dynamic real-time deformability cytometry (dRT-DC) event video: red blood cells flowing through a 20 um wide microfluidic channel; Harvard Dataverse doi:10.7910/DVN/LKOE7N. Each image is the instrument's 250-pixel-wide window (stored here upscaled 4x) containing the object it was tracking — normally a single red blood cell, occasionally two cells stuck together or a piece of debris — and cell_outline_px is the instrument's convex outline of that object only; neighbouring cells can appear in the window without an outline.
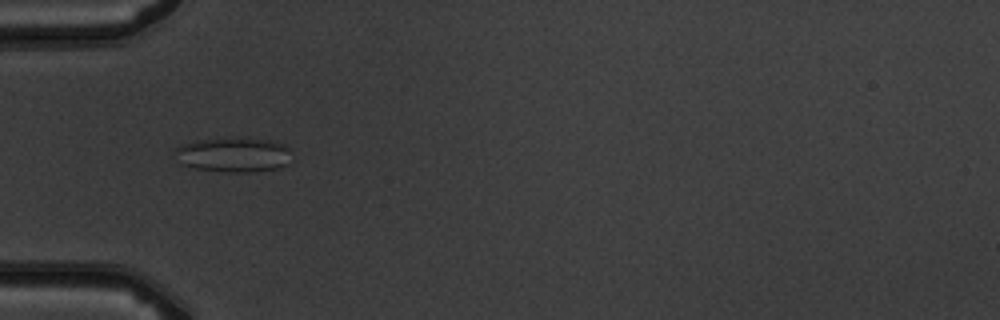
{"species": "common noctule bat (a hibernating species)", "species_latin": "Nyctalus noctula", "temperature_condition": "warm", "stored_images_in_passage": 6, "camera_frame_rate_fps": 3000, "um_per_image_px": 0.085, "animal": {"sex": "male", "body_mass_g": 19.5, "forearm_length_mm": 54.6}, "frame": {"image": 1, "passage_image": 4, "time_ms": 3.667, "image_size_px": [1000, 320], "cell_outline_px": [[292, 160], [288, 164], [280, 168], [248, 172], [228, 172], [196, 168], [180, 164], [172, 152], [172, 148], [196, 140], [228, 136], [248, 136], [272, 140], [284, 144], [288, 148]], "centroid_in_image_um": [19.84, 13.11], "position_along_channel_um": 65.2, "area_um2": 24.62}}
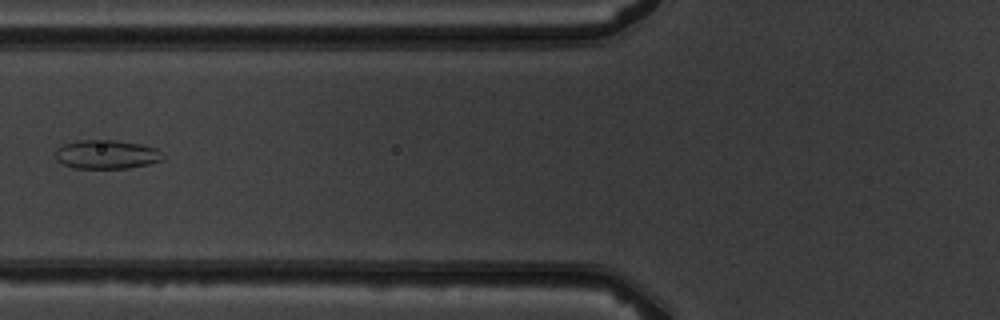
{"frame": {"image": 2, "passage_image": 5, "time_ms": 5.0, "image_size_px": [1000, 320], "cell_outline_px": [[164, 160], [148, 164], [128, 168], [72, 168], [56, 160], [56, 148], [64, 144], [76, 140], [116, 140], [140, 144], [156, 148], [164, 156]], "centroid_in_image_um": [9.05, 13.12], "position_along_channel_um": 116.7, "area_um2": 18.15}}